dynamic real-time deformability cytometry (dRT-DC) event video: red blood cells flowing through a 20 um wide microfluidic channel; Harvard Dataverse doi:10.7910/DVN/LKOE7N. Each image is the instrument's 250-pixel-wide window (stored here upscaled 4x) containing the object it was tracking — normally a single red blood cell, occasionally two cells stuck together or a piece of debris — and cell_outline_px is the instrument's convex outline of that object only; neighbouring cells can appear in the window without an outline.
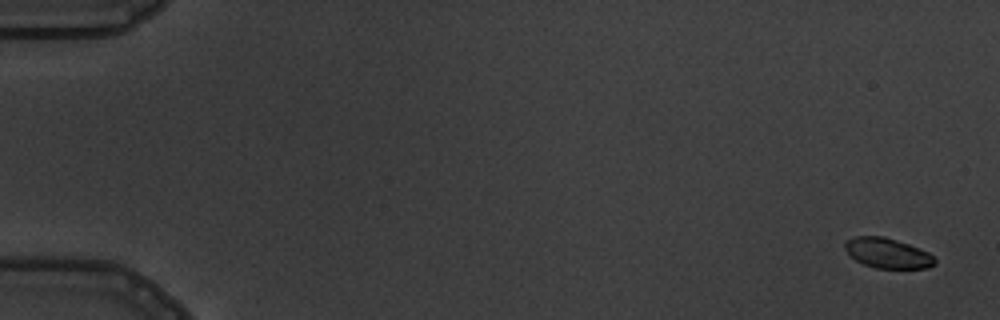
{"species": "common noctule bat (a hibernating species)", "species_latin": "Nyctalus noctula", "temperature_condition": "warm", "stored_images_in_passage": 8, "camera_frame_rate_fps": 3000, "um_per_image_px": 0.085, "animal": {"sex": "male", "body_mass_g": 19.5, "forearm_length_mm": 54.6}, "frame": {"image": 1, "passage_image": 1, "time_ms": 0.0, "image_size_px": [1000, 320], "cell_outline_px": [[936, 264], [928, 268], [876, 268], [864, 264], [856, 260], [844, 248], [844, 244], [848, 240], [856, 236], [884, 236], [908, 244], [928, 252], [936, 260]], "centroid_in_image_um": [75.46, 21.52], "position_along_channel_um": 9.5, "area_um2": 15.55}}
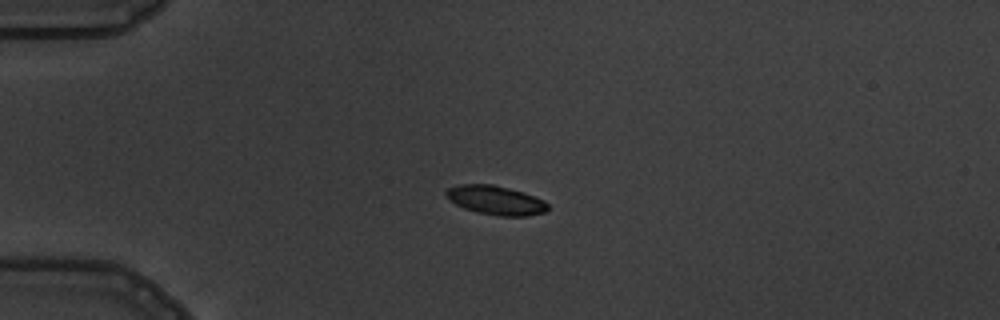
{"frame": {"image": 2, "passage_image": 5, "time_ms": 4.333, "image_size_px": [1000, 320], "cell_outline_px": [[548, 208], [544, 212], [528, 216], [500, 216], [476, 212], [464, 208], [456, 204], [444, 192], [448, 188], [460, 184], [492, 184], [524, 192], [544, 200], [548, 204]], "centroid_in_image_um": [42.16, 17.02], "position_along_channel_um": 42.8, "area_um2": 17.11}}